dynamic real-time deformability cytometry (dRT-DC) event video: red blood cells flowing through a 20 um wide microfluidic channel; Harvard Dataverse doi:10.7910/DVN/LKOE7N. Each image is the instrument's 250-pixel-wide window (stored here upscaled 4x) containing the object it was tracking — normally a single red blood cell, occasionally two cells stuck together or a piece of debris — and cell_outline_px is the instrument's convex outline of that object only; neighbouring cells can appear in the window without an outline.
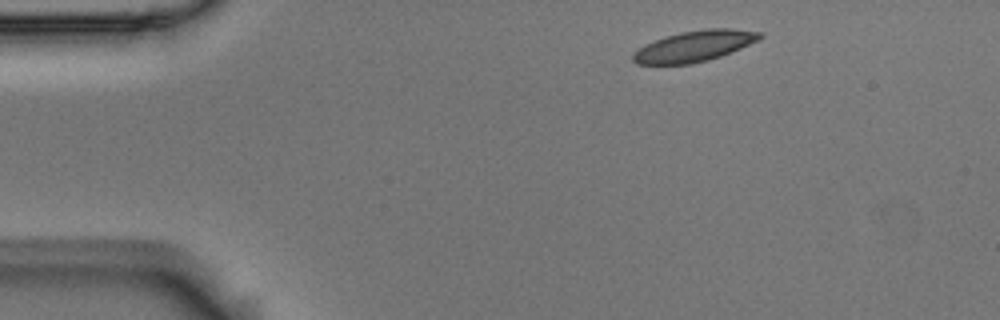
{"species": "Egyptian fruit bat (a non-hibernating species)", "species_latin": "Rousettus aegyptiacus", "temperature_condition": "room temperature", "stored_images_in_passage": 4, "segment_of_instrument_passage": [2, 2], "camera_frame_rate_fps": 3000, "um_per_image_px": 0.085, "animal": {"sex": "male"}, "frame": {"image": 1, "passage_image": 4, "time_ms": 1.0, "image_size_px": [1000, 320], "cell_outline_px": [[764, 36], [760, 40], [720, 56], [708, 60], [692, 64], [636, 64], [632, 60], [632, 56], [644, 44], [680, 32], [708, 28], [732, 28], [764, 32]], "centroid_in_image_um": [59.08, 3.91], "position_along_channel_um": 25.9, "area_um2": 22.77}}